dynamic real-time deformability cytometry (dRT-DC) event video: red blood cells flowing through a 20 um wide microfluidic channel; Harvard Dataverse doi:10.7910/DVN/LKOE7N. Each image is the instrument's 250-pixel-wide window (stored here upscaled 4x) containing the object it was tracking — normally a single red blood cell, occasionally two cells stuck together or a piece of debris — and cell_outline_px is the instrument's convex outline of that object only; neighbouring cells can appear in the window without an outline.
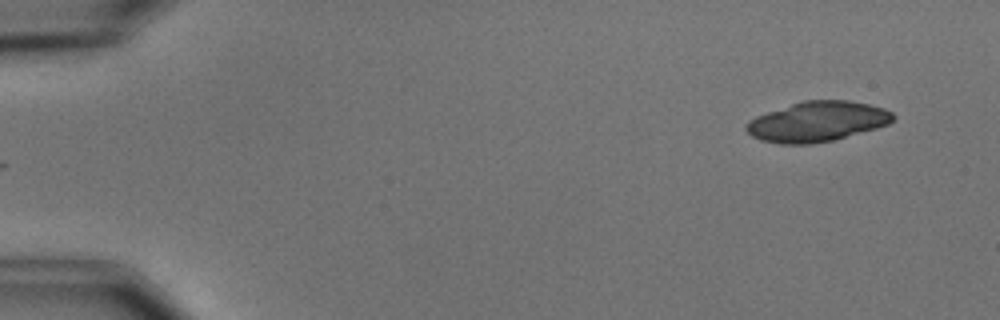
{"species": "common noctule bat (a hibernating species)", "species_latin": "Nyctalus noctula", "temperature_condition": "cold", "stored_images_in_passage": 2, "camera_frame_rate_fps": 3000, "um_per_image_px": 0.085, "animal": {"sex": "male", "body_mass_g": 15.6}, "frame": {"image": 1, "passage_image": 2, "time_ms": 1.333, "image_size_px": [1000, 320], "cell_outline_px": [[896, 116], [888, 124], [876, 128], [832, 140], [808, 144], [780, 144], [760, 140], [752, 136], [744, 128], [748, 120], [756, 116], [804, 100], [848, 100], [868, 104], [884, 108], [892, 112]], "centroid_in_image_um": [69.46, 10.33], "position_along_channel_um": 15.5, "area_um2": 34.04}}